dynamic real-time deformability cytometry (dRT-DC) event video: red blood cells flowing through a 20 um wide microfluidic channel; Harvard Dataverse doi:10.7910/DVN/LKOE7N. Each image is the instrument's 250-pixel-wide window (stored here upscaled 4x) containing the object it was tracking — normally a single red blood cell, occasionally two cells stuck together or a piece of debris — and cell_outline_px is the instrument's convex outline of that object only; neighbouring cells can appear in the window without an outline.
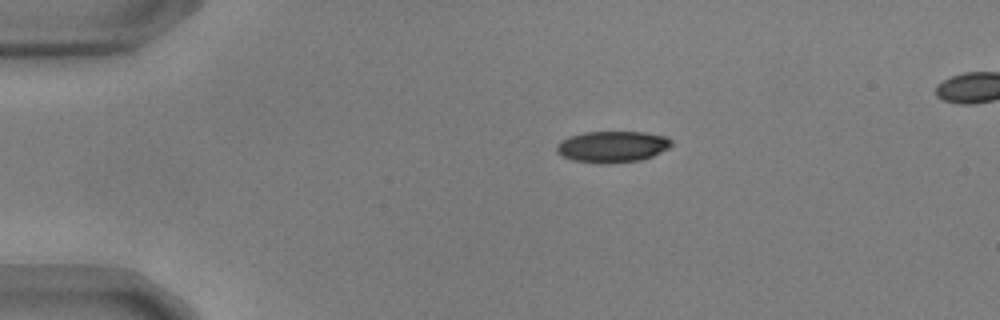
{"species": "common noctule bat (a hibernating species)", "species_latin": "Nyctalus noctula", "temperature_condition": "warm", "stored_images_in_passage": 46, "camera_frame_rate_fps": 3000, "um_per_image_px": 0.085, "animal": {"sex": "male", "body_mass_g": 17.9, "forearm_length_mm": 54.2}, "frame": {"image": 1, "passage_image": 1, "time_ms": 0.0, "image_size_px": [1000, 320], "cell_outline_px": [[672, 144], [668, 148], [652, 156], [640, 160], [608, 164], [604, 164], [572, 160], [560, 156], [556, 152], [556, 144], [560, 140], [568, 136], [584, 132], [644, 132], [668, 136], [672, 140]], "centroid_in_image_um": [52.01, 12.46], "position_along_channel_um": 33.0, "area_um2": 21.27}}
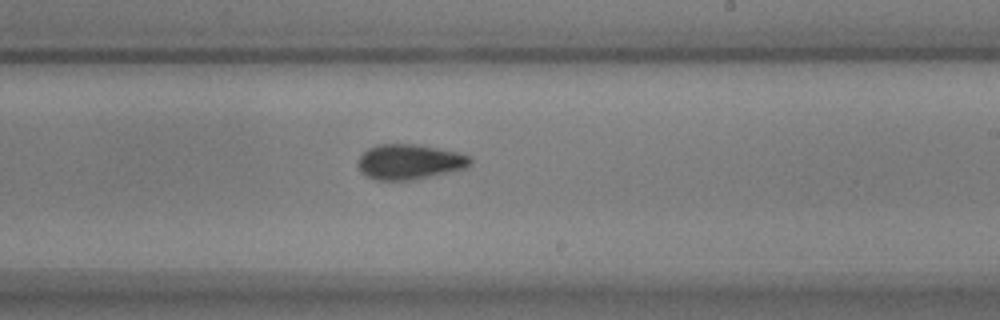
{"frame": {"image": 2, "passage_image": 23, "time_ms": 7.333, "image_size_px": [1000, 320], "cell_outline_px": [[472, 164], [468, 168], [416, 180], [376, 180], [364, 176], [360, 172], [356, 164], [356, 160], [368, 148], [376, 144], [416, 144], [456, 152], [468, 156], [472, 160]], "centroid_in_image_um": [34.77, 13.77], "position_along_channel_um": 254.2, "area_um2": 23.41}}
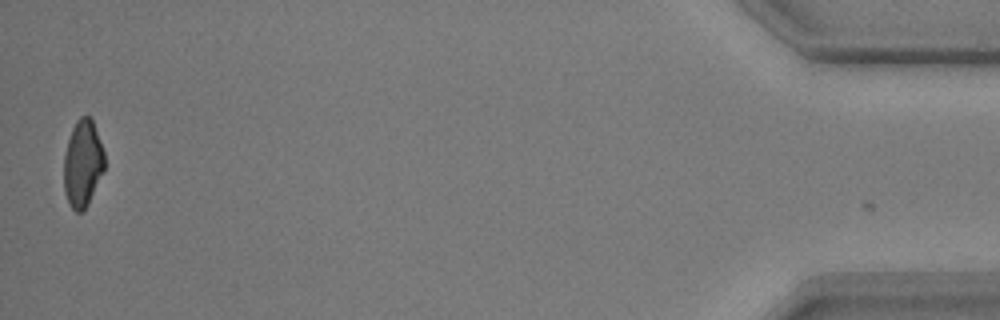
{"frame": {"image": 3, "passage_image": 44, "time_ms": 14.333, "image_size_px": [1000, 320], "cell_outline_px": [[104, 168], [88, 204], [84, 212], [76, 212], [68, 204], [64, 192], [64, 156], [68, 140], [72, 128], [76, 120], [80, 116], [88, 116], [92, 120], [104, 152]], "centroid_in_image_um": [7.01, 13.92], "position_along_channel_um": 428.2, "area_um2": 20.46}, "authors_computed_cell_mechanics": {"area_um2": 22.3686, "velocity_mm_per_s": 3.7059, "shape_relaxation_time_tau1_ms": 4.6581, "shape_relaxation_time_tau2_ms": 2.6909, "deformation_change_tau1": 0.1564, "deformation_change_tau2": 0.088}}